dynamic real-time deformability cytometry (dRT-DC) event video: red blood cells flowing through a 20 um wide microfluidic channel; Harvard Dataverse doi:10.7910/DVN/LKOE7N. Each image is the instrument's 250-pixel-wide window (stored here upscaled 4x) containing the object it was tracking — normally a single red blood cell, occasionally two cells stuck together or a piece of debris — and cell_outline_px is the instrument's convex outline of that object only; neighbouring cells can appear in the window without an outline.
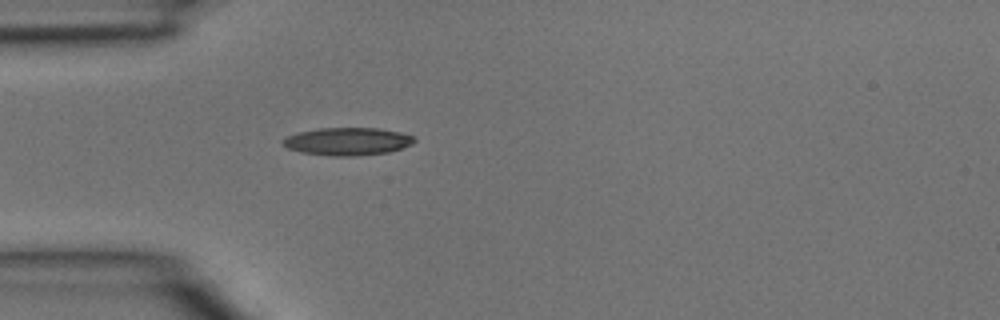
{"species": "common noctule bat (a hibernating species)", "species_latin": "Nyctalus noctula", "temperature_condition": "room temperature", "stored_images_in_passage": 3, "camera_frame_rate_fps": 3000, "um_per_image_px": 0.085, "animal": {"sex": "male", "body_mass_g": 15.6}, "frame": {"image": 1, "passage_image": 3, "time_ms": 0.667, "image_size_px": [1000, 320], "cell_outline_px": [[416, 140], [412, 144], [388, 152], [352, 156], [328, 156], [300, 152], [288, 148], [280, 140], [288, 136], [300, 132], [320, 128], [376, 128], [400, 132], [412, 136]], "centroid_in_image_um": [29.52, 12.02], "position_along_channel_um": 55.5, "area_um2": 21.04}}